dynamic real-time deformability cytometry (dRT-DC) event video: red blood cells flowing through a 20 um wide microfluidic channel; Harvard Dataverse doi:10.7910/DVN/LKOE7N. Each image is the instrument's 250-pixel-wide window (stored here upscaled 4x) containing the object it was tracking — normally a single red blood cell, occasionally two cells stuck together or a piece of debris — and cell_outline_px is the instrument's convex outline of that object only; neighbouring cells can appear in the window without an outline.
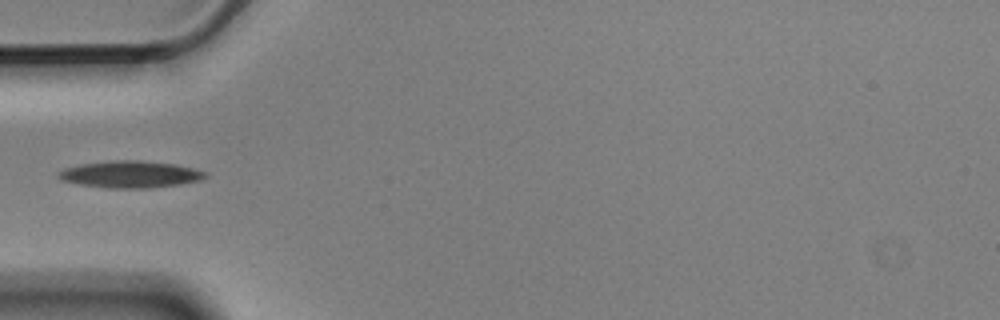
{"species": "Egyptian fruit bat (a non-hibernating species)", "species_latin": "Rousettus aegyptiacus", "temperature_condition": "cold", "stored_images_in_passage": 6, "camera_frame_rate_fps": 3000, "um_per_image_px": 0.085, "animal": {"sex": "male"}, "frame": {"image": 1, "passage_image": 5, "time_ms": 1.333, "image_size_px": [1000, 320], "cell_outline_px": [[208, 176], [200, 180], [180, 184], [148, 188], [108, 188], [80, 184], [60, 180], [56, 176], [56, 172], [64, 168], [80, 164], [112, 160], [140, 160], [176, 164], [208, 172]], "centroid_in_image_um": [11.05, 14.81], "position_along_channel_um": 73.9, "area_um2": 23.18}}
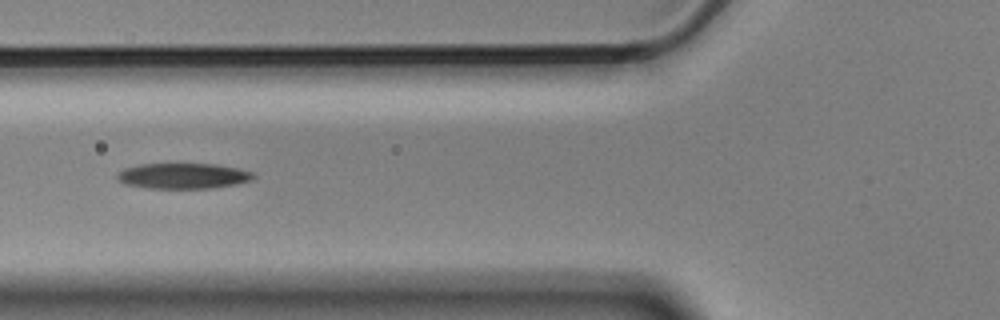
{"frame": {"image": 2, "passage_image": 6, "time_ms": 1.667, "image_size_px": [1000, 320], "cell_outline_px": [[256, 176], [252, 180], [236, 184], [212, 188], [148, 188], [124, 184], [116, 176], [116, 172], [124, 168], [140, 164], [216, 164], [256, 172]], "centroid_in_image_um": [15.58, 14.95], "position_along_channel_um": 110.2, "area_um2": 20.4}}